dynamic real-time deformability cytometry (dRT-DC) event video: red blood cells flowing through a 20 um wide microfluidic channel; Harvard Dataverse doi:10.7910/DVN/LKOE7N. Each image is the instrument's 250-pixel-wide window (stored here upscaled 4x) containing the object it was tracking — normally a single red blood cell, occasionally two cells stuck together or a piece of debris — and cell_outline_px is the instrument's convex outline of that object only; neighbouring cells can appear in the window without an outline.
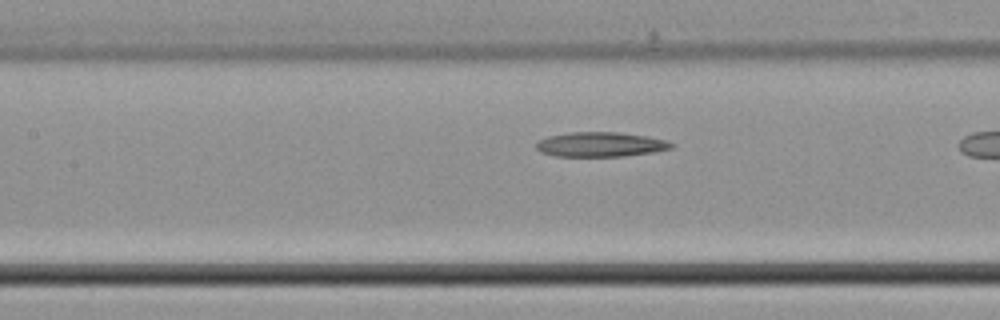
{"species": "common noctule bat (a hibernating species)", "species_latin": "Nyctalus noctula", "temperature_condition": "cold", "stored_images_in_passage": 7, "camera_frame_rate_fps": 3000, "um_per_image_px": 0.085, "animal": {"sex": "male", "body_mass_g": 21.5, "forearm_length_mm": 52.0}, "frame": {"image": 1, "passage_image": 6, "time_ms": 1.667, "image_size_px": [1000, 320], "cell_outline_px": [[676, 144], [672, 148], [656, 152], [624, 156], [556, 156], [540, 152], [536, 148], [536, 144], [540, 140], [548, 136], [572, 132], [616, 132], [648, 136], [668, 140]], "centroid_in_image_um": [51.11, 12.28], "position_along_channel_um": 156.3, "area_um2": 19.54}}